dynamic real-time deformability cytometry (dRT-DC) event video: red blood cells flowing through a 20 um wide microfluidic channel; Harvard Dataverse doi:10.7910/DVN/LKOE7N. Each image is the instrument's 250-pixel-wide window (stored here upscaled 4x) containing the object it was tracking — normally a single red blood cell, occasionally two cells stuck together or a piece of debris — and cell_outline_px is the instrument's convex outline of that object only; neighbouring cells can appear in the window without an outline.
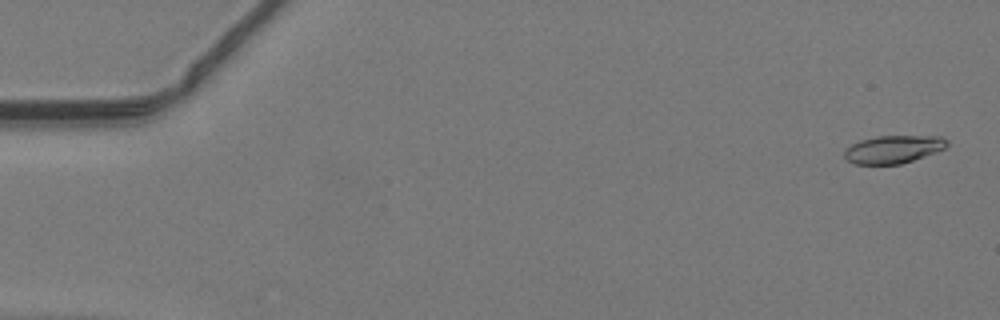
{"species": "common noctule bat (a hibernating species)", "species_latin": "Nyctalus noctula", "temperature_condition": "warm", "stored_images_in_passage": 16, "camera_frame_rate_fps": 3000, "um_per_image_px": 0.085, "animal": {"sex": "male", "body_mass_g": 19.2, "forearm_length_mm": 51.8}, "frame": {"image": 1, "passage_image": 2, "time_ms": 0.333, "image_size_px": [1000, 320], "cell_outline_px": [[948, 144], [944, 148], [936, 152], [900, 164], [856, 164], [848, 160], [844, 156], [844, 148], [860, 140], [876, 136], [940, 136], [948, 140]], "centroid_in_image_um": [75.91, 12.68], "position_along_channel_um": 9.1, "area_um2": 16.59}}
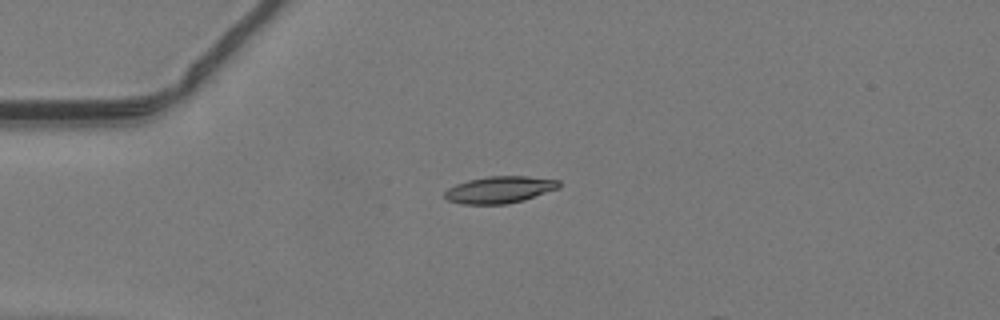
{"frame": {"image": 2, "passage_image": 13, "time_ms": 4.0, "image_size_px": [1000, 320], "cell_outline_px": [[560, 188], [524, 200], [508, 204], [460, 204], [448, 200], [444, 196], [444, 192], [448, 188], [456, 184], [468, 180], [488, 176], [528, 176], [560, 180]], "centroid_in_image_um": [42.48, 16.12], "position_along_channel_um": 42.5, "area_um2": 18.03}}